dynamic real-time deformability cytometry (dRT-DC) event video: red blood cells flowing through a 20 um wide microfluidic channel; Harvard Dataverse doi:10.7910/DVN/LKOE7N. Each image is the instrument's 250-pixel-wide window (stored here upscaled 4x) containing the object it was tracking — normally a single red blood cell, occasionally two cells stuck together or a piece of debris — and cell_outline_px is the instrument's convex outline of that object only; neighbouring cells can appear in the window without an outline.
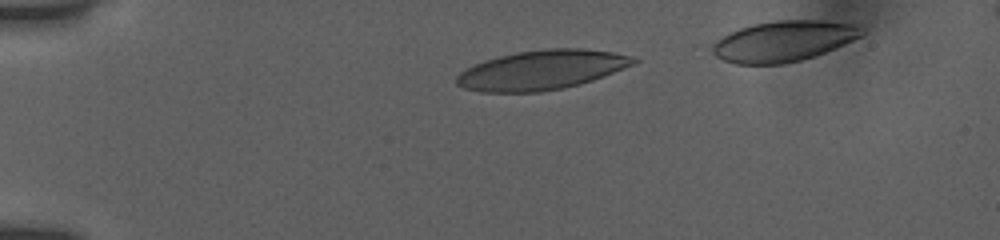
{"species": "human", "species_latin": "Homo sapiens", "temperature_condition": "room temperature", "stored_images_in_passage": 4, "camera_frame_rate_fps": 3000, "um_per_image_px": 0.085, "donor": {"sex": "female"}, "frame": {"image": 1, "passage_image": 1, "time_ms": 0.0, "image_size_px": [1000, 240], "cell_outline_px": [[640, 60], [632, 64], [592, 80], [580, 84], [540, 92], [480, 92], [464, 88], [456, 84], [456, 76], [460, 72], [484, 60], [516, 52], [548, 48], [580, 48], [612, 52], [628, 56]], "centroid_in_image_um": [45.98, 5.95], "position_along_channel_um": 39.0, "area_um2": 40.17}}